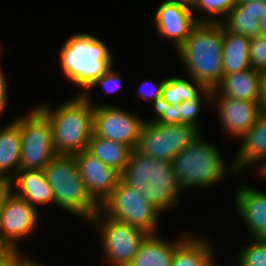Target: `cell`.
Instances as JSON below:
<instances>
[{"instance_id":"cell-1","label":"cell","mask_w":266,"mask_h":266,"mask_svg":"<svg viewBox=\"0 0 266 266\" xmlns=\"http://www.w3.org/2000/svg\"><path fill=\"white\" fill-rule=\"evenodd\" d=\"M57 108L37 106L50 120L57 155H74L87 150L93 135L94 106L88 92H79Z\"/></svg>"},{"instance_id":"cell-2","label":"cell","mask_w":266,"mask_h":266,"mask_svg":"<svg viewBox=\"0 0 266 266\" xmlns=\"http://www.w3.org/2000/svg\"><path fill=\"white\" fill-rule=\"evenodd\" d=\"M224 28L220 23H198L176 49L188 75L210 90L223 77Z\"/></svg>"},{"instance_id":"cell-3","label":"cell","mask_w":266,"mask_h":266,"mask_svg":"<svg viewBox=\"0 0 266 266\" xmlns=\"http://www.w3.org/2000/svg\"><path fill=\"white\" fill-rule=\"evenodd\" d=\"M121 181L136 189L161 213L179 202L180 186L171 162L156 160L132 149L129 162L121 172Z\"/></svg>"},{"instance_id":"cell-4","label":"cell","mask_w":266,"mask_h":266,"mask_svg":"<svg viewBox=\"0 0 266 266\" xmlns=\"http://www.w3.org/2000/svg\"><path fill=\"white\" fill-rule=\"evenodd\" d=\"M59 58L64 75L84 92L114 65L107 45L87 33L70 36Z\"/></svg>"},{"instance_id":"cell-5","label":"cell","mask_w":266,"mask_h":266,"mask_svg":"<svg viewBox=\"0 0 266 266\" xmlns=\"http://www.w3.org/2000/svg\"><path fill=\"white\" fill-rule=\"evenodd\" d=\"M201 136H197L171 161L182 190L188 187H211L228 175L227 164L216 145L204 142Z\"/></svg>"},{"instance_id":"cell-6","label":"cell","mask_w":266,"mask_h":266,"mask_svg":"<svg viewBox=\"0 0 266 266\" xmlns=\"http://www.w3.org/2000/svg\"><path fill=\"white\" fill-rule=\"evenodd\" d=\"M55 205L90 221L99 205L90 197L73 155H56L44 168Z\"/></svg>"},{"instance_id":"cell-7","label":"cell","mask_w":266,"mask_h":266,"mask_svg":"<svg viewBox=\"0 0 266 266\" xmlns=\"http://www.w3.org/2000/svg\"><path fill=\"white\" fill-rule=\"evenodd\" d=\"M99 210L111 219L140 228L148 234L158 230L161 212L148 202L145 196L121 180L100 204Z\"/></svg>"},{"instance_id":"cell-8","label":"cell","mask_w":266,"mask_h":266,"mask_svg":"<svg viewBox=\"0 0 266 266\" xmlns=\"http://www.w3.org/2000/svg\"><path fill=\"white\" fill-rule=\"evenodd\" d=\"M19 129L22 146L20 170L44 169L57 155L50 120L35 107L30 114L19 118Z\"/></svg>"},{"instance_id":"cell-9","label":"cell","mask_w":266,"mask_h":266,"mask_svg":"<svg viewBox=\"0 0 266 266\" xmlns=\"http://www.w3.org/2000/svg\"><path fill=\"white\" fill-rule=\"evenodd\" d=\"M200 131L188 124L144 123L135 149L156 160L171 162Z\"/></svg>"},{"instance_id":"cell-10","label":"cell","mask_w":266,"mask_h":266,"mask_svg":"<svg viewBox=\"0 0 266 266\" xmlns=\"http://www.w3.org/2000/svg\"><path fill=\"white\" fill-rule=\"evenodd\" d=\"M89 222L101 232L103 256L112 266H127L148 235L140 228L105 216L100 210Z\"/></svg>"},{"instance_id":"cell-11","label":"cell","mask_w":266,"mask_h":266,"mask_svg":"<svg viewBox=\"0 0 266 266\" xmlns=\"http://www.w3.org/2000/svg\"><path fill=\"white\" fill-rule=\"evenodd\" d=\"M143 118L117 106L101 104L94 106L93 134L120 142L135 149L144 125Z\"/></svg>"},{"instance_id":"cell-12","label":"cell","mask_w":266,"mask_h":266,"mask_svg":"<svg viewBox=\"0 0 266 266\" xmlns=\"http://www.w3.org/2000/svg\"><path fill=\"white\" fill-rule=\"evenodd\" d=\"M38 219V209L12 193L0 210V244L19 249V240L35 231Z\"/></svg>"},{"instance_id":"cell-13","label":"cell","mask_w":266,"mask_h":266,"mask_svg":"<svg viewBox=\"0 0 266 266\" xmlns=\"http://www.w3.org/2000/svg\"><path fill=\"white\" fill-rule=\"evenodd\" d=\"M73 156L88 194L100 206L118 185L121 173L101 162L87 150Z\"/></svg>"},{"instance_id":"cell-14","label":"cell","mask_w":266,"mask_h":266,"mask_svg":"<svg viewBox=\"0 0 266 266\" xmlns=\"http://www.w3.org/2000/svg\"><path fill=\"white\" fill-rule=\"evenodd\" d=\"M213 101L217 102L218 109L216 108V110H218L220 125L226 130V134L237 139L249 131L261 112L258 102L225 96H211V102Z\"/></svg>"},{"instance_id":"cell-15","label":"cell","mask_w":266,"mask_h":266,"mask_svg":"<svg viewBox=\"0 0 266 266\" xmlns=\"http://www.w3.org/2000/svg\"><path fill=\"white\" fill-rule=\"evenodd\" d=\"M192 9L173 1H164L157 8L154 23L157 32L169 38L177 49L198 24Z\"/></svg>"},{"instance_id":"cell-16","label":"cell","mask_w":266,"mask_h":266,"mask_svg":"<svg viewBox=\"0 0 266 266\" xmlns=\"http://www.w3.org/2000/svg\"><path fill=\"white\" fill-rule=\"evenodd\" d=\"M234 204L253 238L266 239V193L251 186H240Z\"/></svg>"},{"instance_id":"cell-17","label":"cell","mask_w":266,"mask_h":266,"mask_svg":"<svg viewBox=\"0 0 266 266\" xmlns=\"http://www.w3.org/2000/svg\"><path fill=\"white\" fill-rule=\"evenodd\" d=\"M240 146L234 164L227 168L233 172L256 162H266V113L260 112L255 124L240 138Z\"/></svg>"},{"instance_id":"cell-18","label":"cell","mask_w":266,"mask_h":266,"mask_svg":"<svg viewBox=\"0 0 266 266\" xmlns=\"http://www.w3.org/2000/svg\"><path fill=\"white\" fill-rule=\"evenodd\" d=\"M261 72L253 68L224 75L211 96H225L259 103Z\"/></svg>"},{"instance_id":"cell-19","label":"cell","mask_w":266,"mask_h":266,"mask_svg":"<svg viewBox=\"0 0 266 266\" xmlns=\"http://www.w3.org/2000/svg\"><path fill=\"white\" fill-rule=\"evenodd\" d=\"M263 3L260 1H237L236 5L220 22L229 32L253 39L259 36V19L262 17Z\"/></svg>"},{"instance_id":"cell-20","label":"cell","mask_w":266,"mask_h":266,"mask_svg":"<svg viewBox=\"0 0 266 266\" xmlns=\"http://www.w3.org/2000/svg\"><path fill=\"white\" fill-rule=\"evenodd\" d=\"M13 186L16 183L19 191L13 190L18 197L25 199L37 209V204H55L54 193L50 187L44 169L19 170L13 177ZM15 179V182H14Z\"/></svg>"},{"instance_id":"cell-21","label":"cell","mask_w":266,"mask_h":266,"mask_svg":"<svg viewBox=\"0 0 266 266\" xmlns=\"http://www.w3.org/2000/svg\"><path fill=\"white\" fill-rule=\"evenodd\" d=\"M185 237L171 242L162 240L157 233L148 234L127 266H171L176 246Z\"/></svg>"},{"instance_id":"cell-22","label":"cell","mask_w":266,"mask_h":266,"mask_svg":"<svg viewBox=\"0 0 266 266\" xmlns=\"http://www.w3.org/2000/svg\"><path fill=\"white\" fill-rule=\"evenodd\" d=\"M205 238L187 235L177 246L171 266H217L212 246Z\"/></svg>"},{"instance_id":"cell-23","label":"cell","mask_w":266,"mask_h":266,"mask_svg":"<svg viewBox=\"0 0 266 266\" xmlns=\"http://www.w3.org/2000/svg\"><path fill=\"white\" fill-rule=\"evenodd\" d=\"M21 147L19 119H15L0 128V175L13 177L20 170Z\"/></svg>"},{"instance_id":"cell-24","label":"cell","mask_w":266,"mask_h":266,"mask_svg":"<svg viewBox=\"0 0 266 266\" xmlns=\"http://www.w3.org/2000/svg\"><path fill=\"white\" fill-rule=\"evenodd\" d=\"M251 39L224 29L223 76L251 68L249 48Z\"/></svg>"},{"instance_id":"cell-25","label":"cell","mask_w":266,"mask_h":266,"mask_svg":"<svg viewBox=\"0 0 266 266\" xmlns=\"http://www.w3.org/2000/svg\"><path fill=\"white\" fill-rule=\"evenodd\" d=\"M87 151L104 164L121 173L129 162L132 148L126 144L107 140L93 134L88 143Z\"/></svg>"},{"instance_id":"cell-26","label":"cell","mask_w":266,"mask_h":266,"mask_svg":"<svg viewBox=\"0 0 266 266\" xmlns=\"http://www.w3.org/2000/svg\"><path fill=\"white\" fill-rule=\"evenodd\" d=\"M190 79L192 83L176 76L165 79L161 97L171 105L180 104L183 100L202 99L201 97L211 104L212 90L193 78Z\"/></svg>"},{"instance_id":"cell-27","label":"cell","mask_w":266,"mask_h":266,"mask_svg":"<svg viewBox=\"0 0 266 266\" xmlns=\"http://www.w3.org/2000/svg\"><path fill=\"white\" fill-rule=\"evenodd\" d=\"M238 253L237 266H266V239L253 238Z\"/></svg>"},{"instance_id":"cell-28","label":"cell","mask_w":266,"mask_h":266,"mask_svg":"<svg viewBox=\"0 0 266 266\" xmlns=\"http://www.w3.org/2000/svg\"><path fill=\"white\" fill-rule=\"evenodd\" d=\"M236 2L237 0H197V3L193 8L197 10L199 9L200 11L203 10L209 14V16L211 15V17H197L196 21L198 23H220L227 13L236 5ZM219 14L224 16L220 19L215 18L214 15L218 16Z\"/></svg>"},{"instance_id":"cell-29","label":"cell","mask_w":266,"mask_h":266,"mask_svg":"<svg viewBox=\"0 0 266 266\" xmlns=\"http://www.w3.org/2000/svg\"><path fill=\"white\" fill-rule=\"evenodd\" d=\"M157 117L144 120L145 123L156 122L158 124H181V116L178 115V104L171 105L162 97L153 102Z\"/></svg>"},{"instance_id":"cell-30","label":"cell","mask_w":266,"mask_h":266,"mask_svg":"<svg viewBox=\"0 0 266 266\" xmlns=\"http://www.w3.org/2000/svg\"><path fill=\"white\" fill-rule=\"evenodd\" d=\"M249 58L251 68L259 72L266 71V36L251 39Z\"/></svg>"},{"instance_id":"cell-31","label":"cell","mask_w":266,"mask_h":266,"mask_svg":"<svg viewBox=\"0 0 266 266\" xmlns=\"http://www.w3.org/2000/svg\"><path fill=\"white\" fill-rule=\"evenodd\" d=\"M202 99L183 100L178 104V115L181 116V124H188L200 128L197 122L200 114ZM199 126V127H198Z\"/></svg>"},{"instance_id":"cell-32","label":"cell","mask_w":266,"mask_h":266,"mask_svg":"<svg viewBox=\"0 0 266 266\" xmlns=\"http://www.w3.org/2000/svg\"><path fill=\"white\" fill-rule=\"evenodd\" d=\"M113 67H110L98 80H96L88 89L97 87L98 85H101L103 87V90L115 93L120 89V86L122 84L123 77L121 75H118L117 72H114L112 69Z\"/></svg>"},{"instance_id":"cell-33","label":"cell","mask_w":266,"mask_h":266,"mask_svg":"<svg viewBox=\"0 0 266 266\" xmlns=\"http://www.w3.org/2000/svg\"><path fill=\"white\" fill-rule=\"evenodd\" d=\"M145 83L147 84L148 81L146 80ZM164 83H165V79L158 84H156V83H154L153 85L151 84L152 88L151 87L148 88L150 90H148V89L143 90L141 88V86H142L141 85L140 86L141 89H138L137 92L140 94L139 96H141L142 99H144L146 101H150V103L152 101V103H153L156 99L161 97ZM142 84H144V83H142Z\"/></svg>"},{"instance_id":"cell-34","label":"cell","mask_w":266,"mask_h":266,"mask_svg":"<svg viewBox=\"0 0 266 266\" xmlns=\"http://www.w3.org/2000/svg\"><path fill=\"white\" fill-rule=\"evenodd\" d=\"M13 179L10 176L0 175V210L7 200V198L13 193Z\"/></svg>"},{"instance_id":"cell-35","label":"cell","mask_w":266,"mask_h":266,"mask_svg":"<svg viewBox=\"0 0 266 266\" xmlns=\"http://www.w3.org/2000/svg\"><path fill=\"white\" fill-rule=\"evenodd\" d=\"M20 249H7L0 256V266H13L21 257Z\"/></svg>"},{"instance_id":"cell-36","label":"cell","mask_w":266,"mask_h":266,"mask_svg":"<svg viewBox=\"0 0 266 266\" xmlns=\"http://www.w3.org/2000/svg\"><path fill=\"white\" fill-rule=\"evenodd\" d=\"M3 50L0 48V51ZM1 53V52H0ZM7 81L5 77V73H3V69L0 66V116H2L4 109L6 108L7 105Z\"/></svg>"},{"instance_id":"cell-37","label":"cell","mask_w":266,"mask_h":266,"mask_svg":"<svg viewBox=\"0 0 266 266\" xmlns=\"http://www.w3.org/2000/svg\"><path fill=\"white\" fill-rule=\"evenodd\" d=\"M260 111L266 113V71L261 72L259 91Z\"/></svg>"},{"instance_id":"cell-38","label":"cell","mask_w":266,"mask_h":266,"mask_svg":"<svg viewBox=\"0 0 266 266\" xmlns=\"http://www.w3.org/2000/svg\"><path fill=\"white\" fill-rule=\"evenodd\" d=\"M13 266H43L41 263L31 259L29 256H22Z\"/></svg>"},{"instance_id":"cell-39","label":"cell","mask_w":266,"mask_h":266,"mask_svg":"<svg viewBox=\"0 0 266 266\" xmlns=\"http://www.w3.org/2000/svg\"><path fill=\"white\" fill-rule=\"evenodd\" d=\"M259 21V36H266V3H263L262 17Z\"/></svg>"},{"instance_id":"cell-40","label":"cell","mask_w":266,"mask_h":266,"mask_svg":"<svg viewBox=\"0 0 266 266\" xmlns=\"http://www.w3.org/2000/svg\"><path fill=\"white\" fill-rule=\"evenodd\" d=\"M167 1H173L178 4L185 5L193 10V7L196 5L197 0H167Z\"/></svg>"},{"instance_id":"cell-41","label":"cell","mask_w":266,"mask_h":266,"mask_svg":"<svg viewBox=\"0 0 266 266\" xmlns=\"http://www.w3.org/2000/svg\"><path fill=\"white\" fill-rule=\"evenodd\" d=\"M261 165H262V167H260L261 169H259V174L266 177V162H265V164L262 163Z\"/></svg>"},{"instance_id":"cell-42","label":"cell","mask_w":266,"mask_h":266,"mask_svg":"<svg viewBox=\"0 0 266 266\" xmlns=\"http://www.w3.org/2000/svg\"><path fill=\"white\" fill-rule=\"evenodd\" d=\"M7 249L2 245L0 244V256L6 251Z\"/></svg>"},{"instance_id":"cell-43","label":"cell","mask_w":266,"mask_h":266,"mask_svg":"<svg viewBox=\"0 0 266 266\" xmlns=\"http://www.w3.org/2000/svg\"><path fill=\"white\" fill-rule=\"evenodd\" d=\"M237 1H253V2L260 1L266 3V0H237Z\"/></svg>"}]
</instances>
